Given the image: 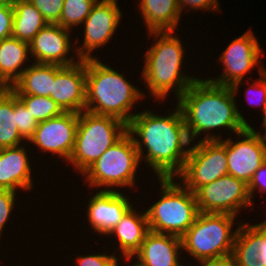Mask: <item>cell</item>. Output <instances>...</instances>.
I'll return each instance as SVG.
<instances>
[{
  "label": "cell",
  "instance_id": "cb8c5ba5",
  "mask_svg": "<svg viewBox=\"0 0 266 266\" xmlns=\"http://www.w3.org/2000/svg\"><path fill=\"white\" fill-rule=\"evenodd\" d=\"M12 37L30 43L48 22L29 0H16Z\"/></svg>",
  "mask_w": 266,
  "mask_h": 266
},
{
  "label": "cell",
  "instance_id": "7a4b0ae2",
  "mask_svg": "<svg viewBox=\"0 0 266 266\" xmlns=\"http://www.w3.org/2000/svg\"><path fill=\"white\" fill-rule=\"evenodd\" d=\"M236 102L231 87L198 77L176 103L182 110L191 142L200 134H205L201 140H221L220 133V136L211 133L215 128L216 131L220 128L230 129L229 131L236 134L249 126L250 123L243 117Z\"/></svg>",
  "mask_w": 266,
  "mask_h": 266
},
{
  "label": "cell",
  "instance_id": "f546056e",
  "mask_svg": "<svg viewBox=\"0 0 266 266\" xmlns=\"http://www.w3.org/2000/svg\"><path fill=\"white\" fill-rule=\"evenodd\" d=\"M49 24L60 21L64 0H29Z\"/></svg>",
  "mask_w": 266,
  "mask_h": 266
},
{
  "label": "cell",
  "instance_id": "277c9868",
  "mask_svg": "<svg viewBox=\"0 0 266 266\" xmlns=\"http://www.w3.org/2000/svg\"><path fill=\"white\" fill-rule=\"evenodd\" d=\"M145 94L127 81L124 74L98 58L86 60L85 110L113 116L128 124L137 114L131 111L134 104L144 98Z\"/></svg>",
  "mask_w": 266,
  "mask_h": 266
},
{
  "label": "cell",
  "instance_id": "5b68a950",
  "mask_svg": "<svg viewBox=\"0 0 266 266\" xmlns=\"http://www.w3.org/2000/svg\"><path fill=\"white\" fill-rule=\"evenodd\" d=\"M160 200L145 210L149 231L182 237L199 214L195 193L174 178H157Z\"/></svg>",
  "mask_w": 266,
  "mask_h": 266
},
{
  "label": "cell",
  "instance_id": "d4e9b609",
  "mask_svg": "<svg viewBox=\"0 0 266 266\" xmlns=\"http://www.w3.org/2000/svg\"><path fill=\"white\" fill-rule=\"evenodd\" d=\"M242 222L238 225L232 255L237 266H260L258 229L253 224Z\"/></svg>",
  "mask_w": 266,
  "mask_h": 266
},
{
  "label": "cell",
  "instance_id": "4316f807",
  "mask_svg": "<svg viewBox=\"0 0 266 266\" xmlns=\"http://www.w3.org/2000/svg\"><path fill=\"white\" fill-rule=\"evenodd\" d=\"M98 0H64L60 21L57 23L63 28L74 30L81 25L90 14Z\"/></svg>",
  "mask_w": 266,
  "mask_h": 266
},
{
  "label": "cell",
  "instance_id": "44dd1931",
  "mask_svg": "<svg viewBox=\"0 0 266 266\" xmlns=\"http://www.w3.org/2000/svg\"><path fill=\"white\" fill-rule=\"evenodd\" d=\"M63 66L32 62L23 71L11 90L16 95H35L50 97L56 73Z\"/></svg>",
  "mask_w": 266,
  "mask_h": 266
},
{
  "label": "cell",
  "instance_id": "d6a6232c",
  "mask_svg": "<svg viewBox=\"0 0 266 266\" xmlns=\"http://www.w3.org/2000/svg\"><path fill=\"white\" fill-rule=\"evenodd\" d=\"M256 92H257V94H254ZM245 94L249 98H251L250 97L251 94L252 95H256L258 97L257 98L258 101L254 102V100L251 101V99L246 97L247 98V102H248L249 105H251L254 102L251 105V107L254 106V105H255L254 107H256V105H258V106L261 107L260 109H262V111H263V109H264V107L266 105V69L261 74H259V78L257 80H254L253 83L251 85H249V87L245 91ZM253 97H255V96H253Z\"/></svg>",
  "mask_w": 266,
  "mask_h": 266
},
{
  "label": "cell",
  "instance_id": "ab89813d",
  "mask_svg": "<svg viewBox=\"0 0 266 266\" xmlns=\"http://www.w3.org/2000/svg\"><path fill=\"white\" fill-rule=\"evenodd\" d=\"M11 89V86L2 78L0 74V92H5Z\"/></svg>",
  "mask_w": 266,
  "mask_h": 266
},
{
  "label": "cell",
  "instance_id": "1f68e13d",
  "mask_svg": "<svg viewBox=\"0 0 266 266\" xmlns=\"http://www.w3.org/2000/svg\"><path fill=\"white\" fill-rule=\"evenodd\" d=\"M115 255V256H114ZM118 254H88V255H78L75 261L78 266H117Z\"/></svg>",
  "mask_w": 266,
  "mask_h": 266
},
{
  "label": "cell",
  "instance_id": "ac0fdd59",
  "mask_svg": "<svg viewBox=\"0 0 266 266\" xmlns=\"http://www.w3.org/2000/svg\"><path fill=\"white\" fill-rule=\"evenodd\" d=\"M182 250L181 237L149 231L133 257H121L124 262L136 257L145 266H190L181 263L179 254H183Z\"/></svg>",
  "mask_w": 266,
  "mask_h": 266
},
{
  "label": "cell",
  "instance_id": "9c48e42d",
  "mask_svg": "<svg viewBox=\"0 0 266 266\" xmlns=\"http://www.w3.org/2000/svg\"><path fill=\"white\" fill-rule=\"evenodd\" d=\"M190 146L183 170L177 178L195 193L200 187L228 175L226 139L199 140Z\"/></svg>",
  "mask_w": 266,
  "mask_h": 266
},
{
  "label": "cell",
  "instance_id": "74e56055",
  "mask_svg": "<svg viewBox=\"0 0 266 266\" xmlns=\"http://www.w3.org/2000/svg\"><path fill=\"white\" fill-rule=\"evenodd\" d=\"M198 266H237L234 256L231 254L207 259L196 264ZM195 266V264H194Z\"/></svg>",
  "mask_w": 266,
  "mask_h": 266
},
{
  "label": "cell",
  "instance_id": "e575fe53",
  "mask_svg": "<svg viewBox=\"0 0 266 266\" xmlns=\"http://www.w3.org/2000/svg\"><path fill=\"white\" fill-rule=\"evenodd\" d=\"M13 6H0V41L12 36Z\"/></svg>",
  "mask_w": 266,
  "mask_h": 266
},
{
  "label": "cell",
  "instance_id": "30bf717a",
  "mask_svg": "<svg viewBox=\"0 0 266 266\" xmlns=\"http://www.w3.org/2000/svg\"><path fill=\"white\" fill-rule=\"evenodd\" d=\"M262 48L251 30L235 38L220 54L219 63L224 68L220 76L207 78L215 84L231 87L233 93L237 95L243 77L250 74L253 68L257 66L258 74H261L266 67L261 65L259 58L263 55ZM221 61V62H220ZM222 63V64H221ZM260 64V65H259Z\"/></svg>",
  "mask_w": 266,
  "mask_h": 266
},
{
  "label": "cell",
  "instance_id": "ba28073f",
  "mask_svg": "<svg viewBox=\"0 0 266 266\" xmlns=\"http://www.w3.org/2000/svg\"><path fill=\"white\" fill-rule=\"evenodd\" d=\"M140 163L135 142L127 132L83 173V183L86 182L89 188L102 186L105 188L101 190L108 191H116V188L120 191L121 187L130 189L136 184V172Z\"/></svg>",
  "mask_w": 266,
  "mask_h": 266
},
{
  "label": "cell",
  "instance_id": "3957f363",
  "mask_svg": "<svg viewBox=\"0 0 266 266\" xmlns=\"http://www.w3.org/2000/svg\"><path fill=\"white\" fill-rule=\"evenodd\" d=\"M148 37L154 38L153 45L144 54V67L141 80L157 102L174 92L178 100L188 87L198 78L181 72L186 50L175 31H150ZM175 89V90H174ZM171 91V92H170ZM176 91V92H175Z\"/></svg>",
  "mask_w": 266,
  "mask_h": 266
},
{
  "label": "cell",
  "instance_id": "8d00e7d4",
  "mask_svg": "<svg viewBox=\"0 0 266 266\" xmlns=\"http://www.w3.org/2000/svg\"><path fill=\"white\" fill-rule=\"evenodd\" d=\"M253 225L258 229L259 264L266 266V220Z\"/></svg>",
  "mask_w": 266,
  "mask_h": 266
},
{
  "label": "cell",
  "instance_id": "7402d4cb",
  "mask_svg": "<svg viewBox=\"0 0 266 266\" xmlns=\"http://www.w3.org/2000/svg\"><path fill=\"white\" fill-rule=\"evenodd\" d=\"M138 4L148 32L177 31L181 19L177 0H140Z\"/></svg>",
  "mask_w": 266,
  "mask_h": 266
},
{
  "label": "cell",
  "instance_id": "4dcf8cb0",
  "mask_svg": "<svg viewBox=\"0 0 266 266\" xmlns=\"http://www.w3.org/2000/svg\"><path fill=\"white\" fill-rule=\"evenodd\" d=\"M16 193L18 194L16 191L0 190V238L3 235L4 226L8 223L14 210Z\"/></svg>",
  "mask_w": 266,
  "mask_h": 266
},
{
  "label": "cell",
  "instance_id": "5bb4252c",
  "mask_svg": "<svg viewBox=\"0 0 266 266\" xmlns=\"http://www.w3.org/2000/svg\"><path fill=\"white\" fill-rule=\"evenodd\" d=\"M79 114L63 112L61 115L40 122L35 129L29 143L36 145L42 152L55 154L65 161L73 151Z\"/></svg>",
  "mask_w": 266,
  "mask_h": 266
},
{
  "label": "cell",
  "instance_id": "ffe728a7",
  "mask_svg": "<svg viewBox=\"0 0 266 266\" xmlns=\"http://www.w3.org/2000/svg\"><path fill=\"white\" fill-rule=\"evenodd\" d=\"M136 210V207L132 206L121 221L107 234V236L116 237L118 242L116 250H121L122 255L126 257H133L149 232L146 212Z\"/></svg>",
  "mask_w": 266,
  "mask_h": 266
},
{
  "label": "cell",
  "instance_id": "2e32d148",
  "mask_svg": "<svg viewBox=\"0 0 266 266\" xmlns=\"http://www.w3.org/2000/svg\"><path fill=\"white\" fill-rule=\"evenodd\" d=\"M64 112L81 113L86 103V60L63 66L55 75L50 93Z\"/></svg>",
  "mask_w": 266,
  "mask_h": 266
},
{
  "label": "cell",
  "instance_id": "52a82bcc",
  "mask_svg": "<svg viewBox=\"0 0 266 266\" xmlns=\"http://www.w3.org/2000/svg\"><path fill=\"white\" fill-rule=\"evenodd\" d=\"M236 216L199 212L193 225L181 237L182 249L197 263L231 254L238 226Z\"/></svg>",
  "mask_w": 266,
  "mask_h": 266
},
{
  "label": "cell",
  "instance_id": "f1b7e54d",
  "mask_svg": "<svg viewBox=\"0 0 266 266\" xmlns=\"http://www.w3.org/2000/svg\"><path fill=\"white\" fill-rule=\"evenodd\" d=\"M14 114L16 115L17 127L20 135L26 140L34 135L35 129L39 124L25 105L17 98L14 93Z\"/></svg>",
  "mask_w": 266,
  "mask_h": 266
},
{
  "label": "cell",
  "instance_id": "f35d334b",
  "mask_svg": "<svg viewBox=\"0 0 266 266\" xmlns=\"http://www.w3.org/2000/svg\"><path fill=\"white\" fill-rule=\"evenodd\" d=\"M263 123H262V126L264 128V134L260 133V132H257L252 126H248L253 132L257 133L260 137H262L265 141H266V105L263 109Z\"/></svg>",
  "mask_w": 266,
  "mask_h": 266
},
{
  "label": "cell",
  "instance_id": "836d02e7",
  "mask_svg": "<svg viewBox=\"0 0 266 266\" xmlns=\"http://www.w3.org/2000/svg\"><path fill=\"white\" fill-rule=\"evenodd\" d=\"M218 1L219 0H177L181 13L184 12L182 11L184 8H187V11L188 9L191 11L192 9L193 11L210 10L212 13L218 12V10H220V4Z\"/></svg>",
  "mask_w": 266,
  "mask_h": 266
},
{
  "label": "cell",
  "instance_id": "60d3db41",
  "mask_svg": "<svg viewBox=\"0 0 266 266\" xmlns=\"http://www.w3.org/2000/svg\"><path fill=\"white\" fill-rule=\"evenodd\" d=\"M16 0H0V6H12Z\"/></svg>",
  "mask_w": 266,
  "mask_h": 266
},
{
  "label": "cell",
  "instance_id": "8992f818",
  "mask_svg": "<svg viewBox=\"0 0 266 266\" xmlns=\"http://www.w3.org/2000/svg\"><path fill=\"white\" fill-rule=\"evenodd\" d=\"M126 133L127 124L122 120L83 110L79 113L76 139L67 162L82 175Z\"/></svg>",
  "mask_w": 266,
  "mask_h": 266
},
{
  "label": "cell",
  "instance_id": "484cf974",
  "mask_svg": "<svg viewBox=\"0 0 266 266\" xmlns=\"http://www.w3.org/2000/svg\"><path fill=\"white\" fill-rule=\"evenodd\" d=\"M22 141L25 139L19 133L14 114V92H0V149L22 145Z\"/></svg>",
  "mask_w": 266,
  "mask_h": 266
},
{
  "label": "cell",
  "instance_id": "b9f144b4",
  "mask_svg": "<svg viewBox=\"0 0 266 266\" xmlns=\"http://www.w3.org/2000/svg\"><path fill=\"white\" fill-rule=\"evenodd\" d=\"M133 263V264H132ZM131 264H127V266H145V265H143L142 263H140L138 260H135V262L133 261ZM120 264H122V263H119V262H117V266H119Z\"/></svg>",
  "mask_w": 266,
  "mask_h": 266
},
{
  "label": "cell",
  "instance_id": "9a60e30c",
  "mask_svg": "<svg viewBox=\"0 0 266 266\" xmlns=\"http://www.w3.org/2000/svg\"><path fill=\"white\" fill-rule=\"evenodd\" d=\"M71 32L59 24L48 23L29 43L30 57H33L36 63L61 66L76 64L79 61L74 59L77 54L74 52L73 57L69 55V51L74 48L69 35Z\"/></svg>",
  "mask_w": 266,
  "mask_h": 266
},
{
  "label": "cell",
  "instance_id": "603a6c76",
  "mask_svg": "<svg viewBox=\"0 0 266 266\" xmlns=\"http://www.w3.org/2000/svg\"><path fill=\"white\" fill-rule=\"evenodd\" d=\"M29 56V43L12 36L0 41V74L11 87L27 68L22 66Z\"/></svg>",
  "mask_w": 266,
  "mask_h": 266
},
{
  "label": "cell",
  "instance_id": "8fae6325",
  "mask_svg": "<svg viewBox=\"0 0 266 266\" xmlns=\"http://www.w3.org/2000/svg\"><path fill=\"white\" fill-rule=\"evenodd\" d=\"M199 212L227 213L238 216L240 209L253 204L248 184L231 175H226L200 187L196 192Z\"/></svg>",
  "mask_w": 266,
  "mask_h": 266
},
{
  "label": "cell",
  "instance_id": "7c38bea8",
  "mask_svg": "<svg viewBox=\"0 0 266 266\" xmlns=\"http://www.w3.org/2000/svg\"><path fill=\"white\" fill-rule=\"evenodd\" d=\"M121 18L123 17L118 0H98L82 23V26L84 25L83 44L76 45V50H72L77 54V59L97 58L93 57L92 52L105 46L111 40Z\"/></svg>",
  "mask_w": 266,
  "mask_h": 266
},
{
  "label": "cell",
  "instance_id": "d590c367",
  "mask_svg": "<svg viewBox=\"0 0 266 266\" xmlns=\"http://www.w3.org/2000/svg\"><path fill=\"white\" fill-rule=\"evenodd\" d=\"M256 190L263 194L266 191V160L254 173L248 184V192L251 200L253 199Z\"/></svg>",
  "mask_w": 266,
  "mask_h": 266
},
{
  "label": "cell",
  "instance_id": "83f0119b",
  "mask_svg": "<svg viewBox=\"0 0 266 266\" xmlns=\"http://www.w3.org/2000/svg\"><path fill=\"white\" fill-rule=\"evenodd\" d=\"M38 123L61 115L64 111L50 97L16 95Z\"/></svg>",
  "mask_w": 266,
  "mask_h": 266
},
{
  "label": "cell",
  "instance_id": "4fadbf2b",
  "mask_svg": "<svg viewBox=\"0 0 266 266\" xmlns=\"http://www.w3.org/2000/svg\"><path fill=\"white\" fill-rule=\"evenodd\" d=\"M235 135L238 141L232 137L226 138L228 175L249 184L254 173L266 160V141L248 126Z\"/></svg>",
  "mask_w": 266,
  "mask_h": 266
},
{
  "label": "cell",
  "instance_id": "6da1fadb",
  "mask_svg": "<svg viewBox=\"0 0 266 266\" xmlns=\"http://www.w3.org/2000/svg\"><path fill=\"white\" fill-rule=\"evenodd\" d=\"M175 106L168 116L143 109L127 124L140 161L147 163L158 178L177 179L192 145L182 110L178 104Z\"/></svg>",
  "mask_w": 266,
  "mask_h": 266
},
{
  "label": "cell",
  "instance_id": "d6986e66",
  "mask_svg": "<svg viewBox=\"0 0 266 266\" xmlns=\"http://www.w3.org/2000/svg\"><path fill=\"white\" fill-rule=\"evenodd\" d=\"M23 145L0 149V190L17 192L18 188L29 192L33 189L29 150Z\"/></svg>",
  "mask_w": 266,
  "mask_h": 266
},
{
  "label": "cell",
  "instance_id": "e0dca14e",
  "mask_svg": "<svg viewBox=\"0 0 266 266\" xmlns=\"http://www.w3.org/2000/svg\"><path fill=\"white\" fill-rule=\"evenodd\" d=\"M92 195L86 206L87 222L101 236H106L134 206L128 196L118 190H98Z\"/></svg>",
  "mask_w": 266,
  "mask_h": 266
}]
</instances>
